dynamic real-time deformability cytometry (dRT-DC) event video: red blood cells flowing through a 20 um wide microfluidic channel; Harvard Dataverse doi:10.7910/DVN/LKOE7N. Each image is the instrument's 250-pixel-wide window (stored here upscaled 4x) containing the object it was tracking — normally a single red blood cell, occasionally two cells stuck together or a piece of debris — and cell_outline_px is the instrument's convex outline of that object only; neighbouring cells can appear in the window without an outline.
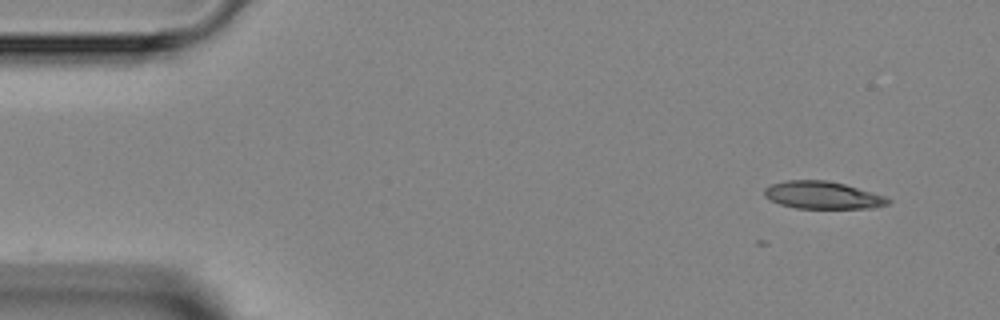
{"species": "Egyptian fruit bat (a non-hibernating species)", "species_latin": "Rousettus aegyptiacus", "temperature_condition": "room temperature", "stored_images_in_passage": 6, "camera_frame_rate_fps": 3000, "um_per_image_px": 0.085, "animal": {"sex": "female"}, "frame": {"image": 1, "passage_image": 1, "time_ms": 0.0, "image_size_px": [1000, 320], "cell_outline_px": [[892, 200], [888, 204], [876, 208], [796, 208], [780, 204], [764, 196], [764, 188], [772, 184], [784, 180], [828, 180], [844, 184], [884, 196]], "centroid_in_image_um": [69.91, 16.59], "position_along_channel_um": 15.1, "area_um2": 19.71}}
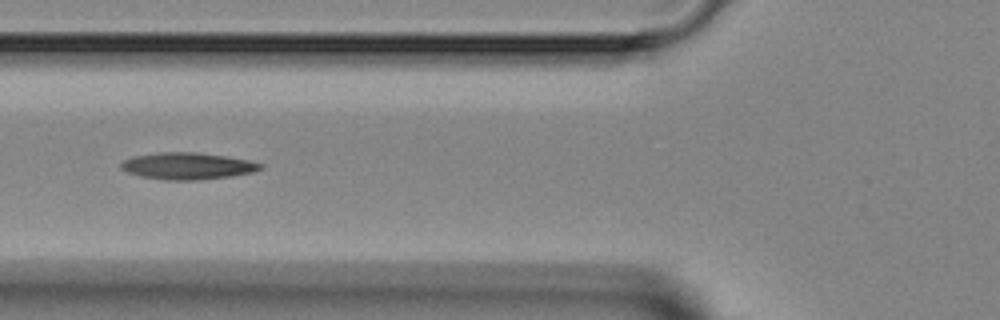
{"frame": {"image": 2, "passage_image": 5, "time_ms": 4.667, "image_size_px": [1000, 320], "cell_outline_px": [[264, 168], [252, 172], [232, 176], [196, 180], [168, 180], [140, 176], [128, 172], [120, 168], [120, 164], [124, 160], [132, 156], [160, 152], [196, 152], [228, 156], [248, 160], [264, 164]], "centroid_in_image_um": [15.96, 14.1], "position_along_channel_um": 109.8, "area_um2": 21.85}}
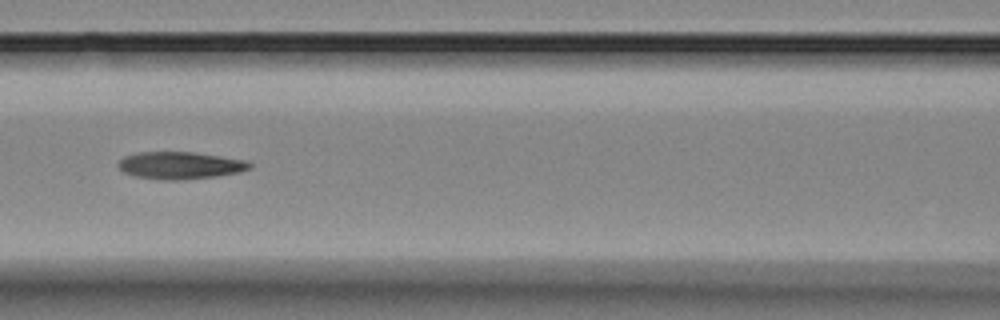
{"frame": {"image": 3, "passage_image": 6, "time_ms": 5.667, "image_size_px": [1000, 320], "cell_outline_px": [[252, 168], [240, 172], [216, 176], [180, 180], [164, 180], [136, 176], [124, 172], [116, 164], [124, 156], [136, 152], [196, 152], [244, 160], [252, 164]], "centroid_in_image_um": [15.31, 14.05], "position_along_channel_um": 151.3, "area_um2": 20.87}}